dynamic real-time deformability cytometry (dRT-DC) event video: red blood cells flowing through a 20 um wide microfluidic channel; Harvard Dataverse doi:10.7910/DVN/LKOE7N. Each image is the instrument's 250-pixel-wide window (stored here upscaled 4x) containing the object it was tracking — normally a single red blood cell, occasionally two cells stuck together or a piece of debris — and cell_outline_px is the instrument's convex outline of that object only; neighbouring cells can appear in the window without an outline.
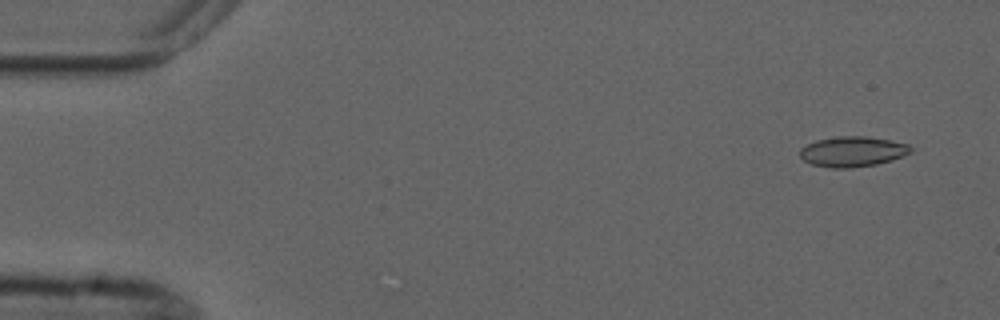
{"species": "common noctule bat (a hibernating species)", "species_latin": "Nyctalus noctula", "temperature_condition": "cold", "stored_images_in_passage": 8, "camera_frame_rate_fps": 3000, "um_per_image_px": 0.085, "animal": {"sex": "male", "forearm_length_mm": 52.5}, "frame": {"image": 1, "passage_image": 1, "time_ms": 0.0, "image_size_px": [1000, 320], "cell_outline_px": [[912, 152], [892, 160], [876, 164], [852, 168], [832, 168], [812, 164], [804, 160], [800, 156], [800, 148], [816, 140], [836, 136], [868, 136], [908, 144], [912, 148]], "centroid_in_image_um": [72.47, 12.88], "position_along_channel_um": 12.5, "area_um2": 19.54}}
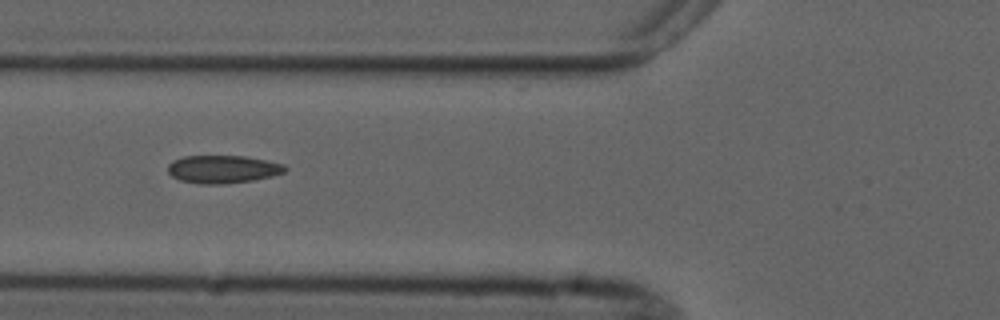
{"frame": {"image": 2, "passage_image": 6, "time_ms": 5.667, "image_size_px": [1000, 320], "cell_outline_px": [[288, 168], [284, 172], [272, 176], [252, 180], [224, 184], [200, 184], [180, 180], [172, 176], [168, 172], [168, 164], [172, 160], [184, 156], [244, 156], [284, 164]], "centroid_in_image_um": [18.92, 14.38], "position_along_channel_um": 106.9, "area_um2": 19.02}}
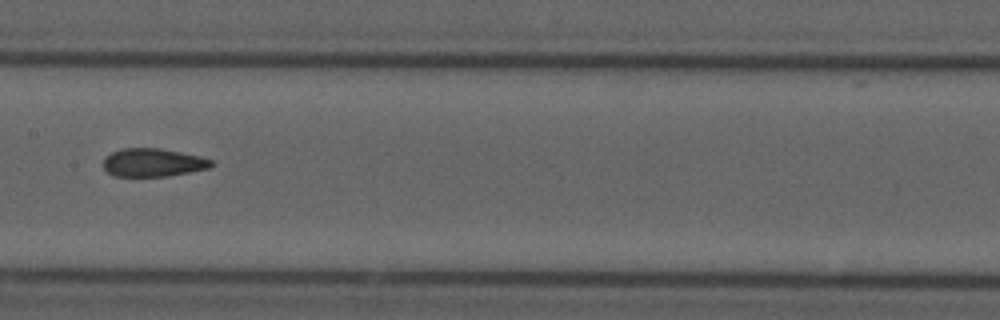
{"frame": {"image": 3, "passage_image": 8, "time_ms": 8.0, "image_size_px": [1000, 320], "cell_outline_px": [[216, 164], [208, 168], [168, 176], [112, 176], [104, 168], [104, 156], [112, 152], [124, 148], [160, 148], [200, 156], [212, 160]], "centroid_in_image_um": [13.0, 13.81], "position_along_channel_um": 194.4, "area_um2": 17.74}}